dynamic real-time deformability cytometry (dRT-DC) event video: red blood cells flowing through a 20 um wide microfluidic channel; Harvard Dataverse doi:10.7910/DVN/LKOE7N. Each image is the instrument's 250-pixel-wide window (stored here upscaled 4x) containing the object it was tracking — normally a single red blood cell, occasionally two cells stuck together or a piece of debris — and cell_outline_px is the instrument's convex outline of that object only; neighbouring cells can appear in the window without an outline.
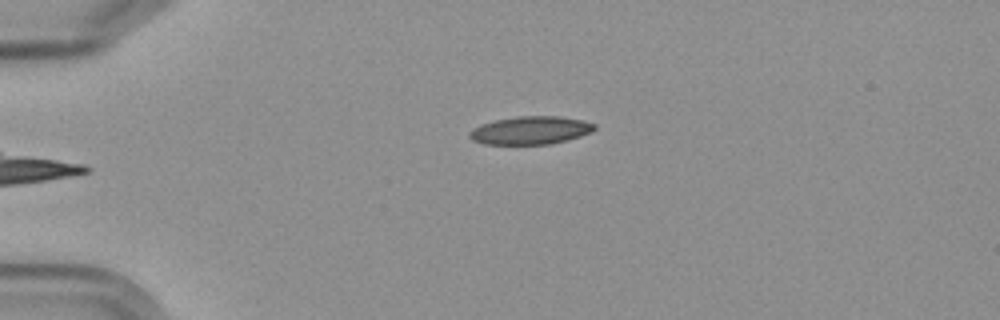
{"species": "Egyptian fruit bat (a non-hibernating species)", "species_latin": "Rousettus aegyptiacus", "temperature_condition": "cold", "stored_images_in_passage": 6, "camera_frame_rate_fps": 3000, "um_per_image_px": 0.085, "frame": {"image": 1, "passage_image": 6, "time_ms": 6.0, "image_size_px": [1000, 320], "cell_outline_px": [[596, 128], [592, 132], [568, 140], [548, 144], [484, 144], [472, 140], [468, 136], [468, 132], [472, 128], [480, 124], [496, 120], [516, 116], [560, 116], [580, 120], [596, 124]], "centroid_in_image_um": [45.07, 11.08], "position_along_channel_um": 39.9, "area_um2": 20.52}}